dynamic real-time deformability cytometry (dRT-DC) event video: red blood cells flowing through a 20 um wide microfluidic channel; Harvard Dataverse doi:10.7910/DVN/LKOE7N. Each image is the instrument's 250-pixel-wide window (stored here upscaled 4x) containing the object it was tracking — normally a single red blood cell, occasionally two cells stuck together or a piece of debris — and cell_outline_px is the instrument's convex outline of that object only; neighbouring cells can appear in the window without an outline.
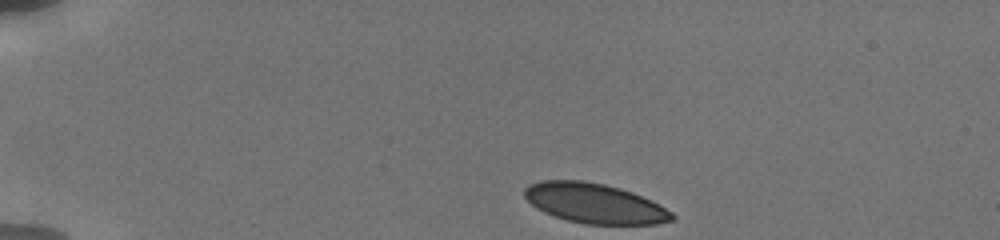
{"species": "human", "species_latin": "Homo sapiens", "temperature_condition": "cold", "stored_images_in_passage": 33, "camera_frame_rate_fps": 3000, "um_per_image_px": 0.085, "donor": {"sex": "male"}, "frame": {"image": 1, "passage_image": 1, "time_ms": 0.0, "image_size_px": [1000, 240], "cell_outline_px": [[676, 220], [656, 224], [584, 224], [568, 220], [544, 212], [536, 208], [524, 196], [524, 188], [528, 184], [540, 180], [584, 180], [604, 184], [620, 188], [632, 192], [652, 200], [672, 212], [676, 216]], "centroid_in_image_um": [50.55, 17.28], "position_along_channel_um": 34.4, "area_um2": 34.45}}
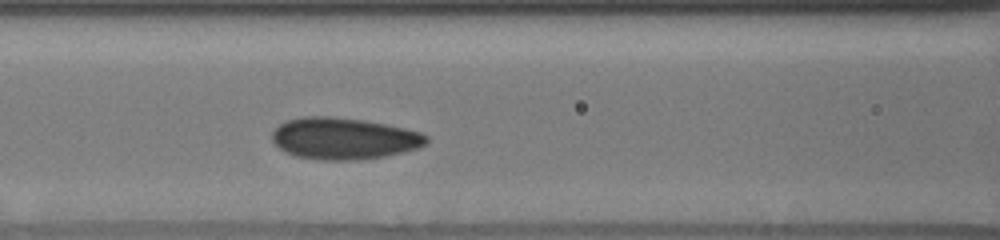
{"frame": {"image": 2, "passage_image": 12, "time_ms": 4.667, "image_size_px": [1000, 240], "cell_outline_px": [[428, 144], [420, 148], [404, 152], [384, 156], [352, 160], [320, 160], [296, 156], [280, 148], [272, 140], [272, 132], [280, 124], [288, 120], [304, 116], [332, 116], [364, 120], [404, 128], [420, 132], [428, 136]], "centroid_in_image_um": [29.26, 11.77], "position_along_channel_um": 137.3, "area_um2": 37.4}}
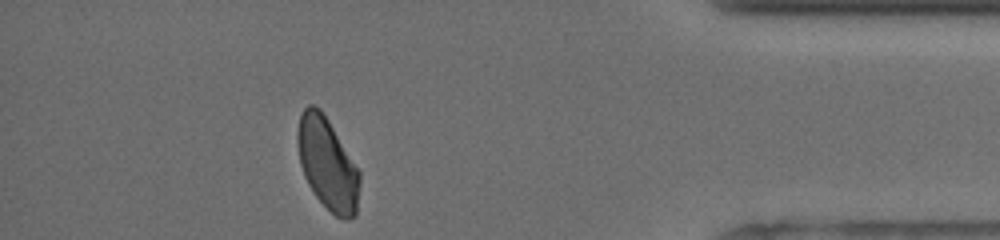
{"frame": {"image": 3, "passage_image": 29, "time_ms": 12.667, "image_size_px": [1000, 240], "cell_outline_px": [[360, 180], [356, 216], [348, 220], [336, 216], [316, 196], [308, 184], [304, 176], [300, 164], [296, 140], [296, 132], [300, 116], [304, 108], [308, 104], [312, 104], [320, 108], [328, 120], [360, 172]], "centroid_in_image_um": [27.82, 13.91], "position_along_channel_um": 407.4, "area_um2": 33.12}, "authors_computed_cell_mechanics": {"area_um2": 35.6048, "velocity_mm_per_s": 3.7969, "shape_relaxation_time_tau1_ms": 4.9345, "shape_relaxation_time_tau2_ms": 1.7527, "deformation_change_tau1": 0.1008, "deformation_change_tau2": 0.0458}}